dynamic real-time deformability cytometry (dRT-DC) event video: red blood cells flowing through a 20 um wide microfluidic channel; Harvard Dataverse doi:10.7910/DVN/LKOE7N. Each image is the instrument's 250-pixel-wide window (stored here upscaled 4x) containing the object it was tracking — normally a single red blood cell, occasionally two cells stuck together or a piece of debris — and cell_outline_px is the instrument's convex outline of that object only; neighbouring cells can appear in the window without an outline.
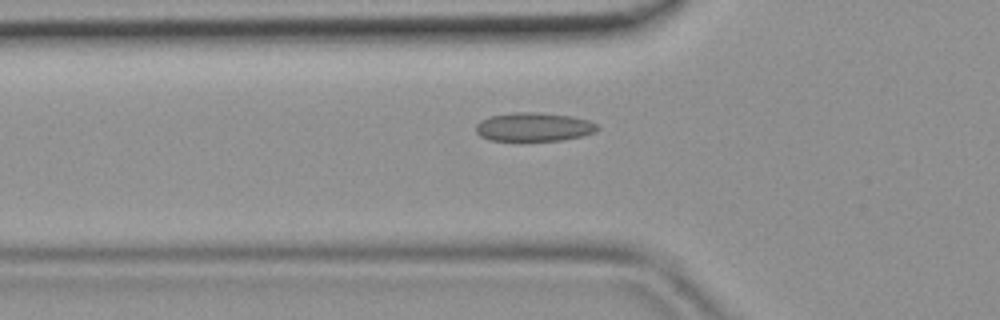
{"species": "common noctule bat (a hibernating species)", "species_latin": "Nyctalus noctula", "temperature_condition": "room temperature", "stored_images_in_passage": 32, "camera_frame_rate_fps": 3000, "um_per_image_px": 0.085, "animal": {"sex": "female", "body_mass_g": 19.9}, "frame": {"image": 1, "passage_image": 3, "time_ms": 0.667, "image_size_px": [1000, 320], "cell_outline_px": [[600, 128], [596, 132], [564, 140], [488, 140], [480, 136], [476, 132], [476, 124], [480, 120], [492, 116], [512, 112], [536, 112], [572, 116], [588, 120], [596, 124]], "centroid_in_image_um": [45.37, 10.78], "position_along_channel_um": 80.4, "area_um2": 20.29}}
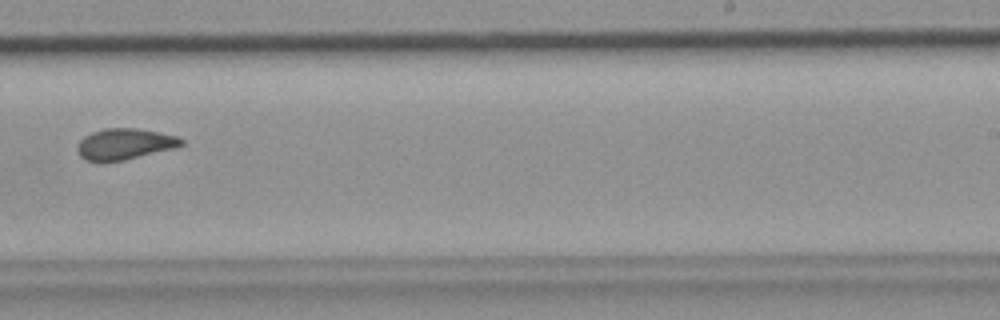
{"frame": {"image": 2, "passage_image": 16, "time_ms": 5.0, "image_size_px": [1000, 320], "cell_outline_px": [[184, 144], [172, 148], [124, 160], [104, 164], [100, 164], [84, 160], [80, 156], [76, 148], [80, 140], [84, 136], [92, 132], [104, 128], [136, 128], [160, 132], [176, 136], [184, 140]], "centroid_in_image_um": [10.52, 12.27], "position_along_channel_um": 278.5, "area_um2": 19.13}}
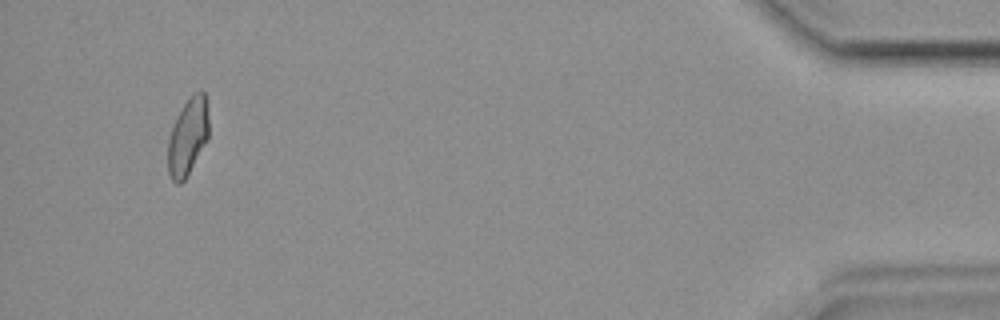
{"frame": {"image": 3, "passage_image": 30, "time_ms": 9.667, "image_size_px": [1000, 320], "cell_outline_px": [[208, 140], [184, 180], [180, 184], [176, 184], [172, 180], [168, 172], [168, 140], [172, 128], [184, 104], [200, 88], [204, 92], [208, 116]], "centroid_in_image_um": [15.97, 11.65], "position_along_channel_um": 419.2, "area_um2": 18.03}}